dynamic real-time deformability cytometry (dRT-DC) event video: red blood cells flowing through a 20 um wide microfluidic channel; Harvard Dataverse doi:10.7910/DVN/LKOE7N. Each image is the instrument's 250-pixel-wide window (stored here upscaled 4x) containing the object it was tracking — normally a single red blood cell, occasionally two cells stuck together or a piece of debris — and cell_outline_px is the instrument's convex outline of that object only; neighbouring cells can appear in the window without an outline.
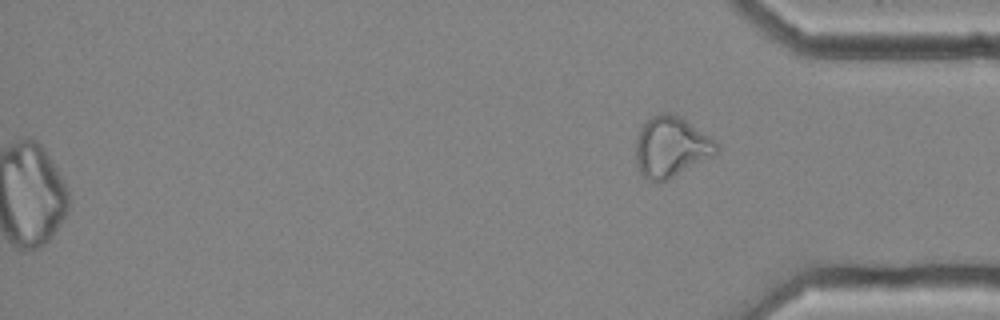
{"species": "common noctule bat (a hibernating species)", "species_latin": "Nyctalus noctula", "temperature_condition": "cold", "stored_images_in_passage": 45, "camera_frame_rate_fps": 3000, "um_per_image_px": 0.085, "animal": {"sex": "female", "body_mass_g": 25.1}, "frame": {"image": 1, "passage_image": 45, "time_ms": 14.667, "image_size_px": [1000, 320], "cell_outline_px": [[720, 148], [712, 156], [668, 180], [648, 180], [640, 172], [636, 164], [636, 140], [640, 128], [652, 116], [660, 112], [668, 112], [684, 120], [708, 136]], "centroid_in_image_um": [57.0, 12.5], "position_along_channel_um": 378.2, "area_um2": 27.8}}